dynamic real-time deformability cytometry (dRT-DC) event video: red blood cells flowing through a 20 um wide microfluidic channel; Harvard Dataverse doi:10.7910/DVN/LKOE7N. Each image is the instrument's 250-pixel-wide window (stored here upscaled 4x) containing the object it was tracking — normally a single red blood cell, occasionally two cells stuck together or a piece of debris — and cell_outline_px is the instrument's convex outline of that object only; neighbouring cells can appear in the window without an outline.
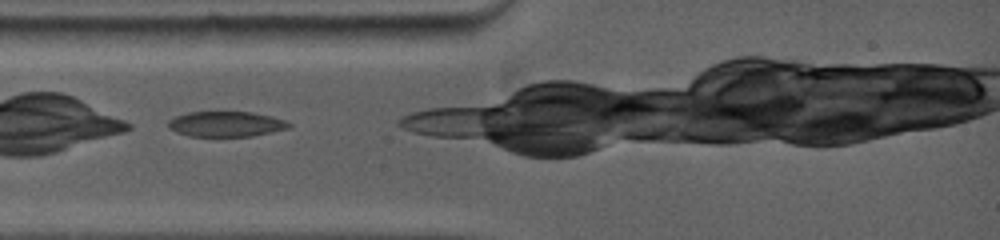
{"species": "common noctule bat (a hibernating species)", "species_latin": "Nyctalus noctula", "temperature_condition": "warm", "stored_images_in_passage": 40, "camera_frame_rate_fps": 5000, "um_per_image_px": 0.085, "animal": {"sex": "female", "body_mass_g": 19.0, "forearm_length_mm": 53.3}, "frame": {"image": 1, "passage_image": 1, "time_ms": 0.0, "image_size_px": [1000, 240], "cell_outline_px": [[292, 124], [288, 128], [272, 132], [252, 136], [188, 136], [176, 132], [168, 128], [168, 120], [176, 116], [188, 112], [252, 112], [272, 116], [284, 120]], "centroid_in_image_um": [19.2, 10.54], "position_along_channel_um": 65.8, "area_um2": 17.8}}
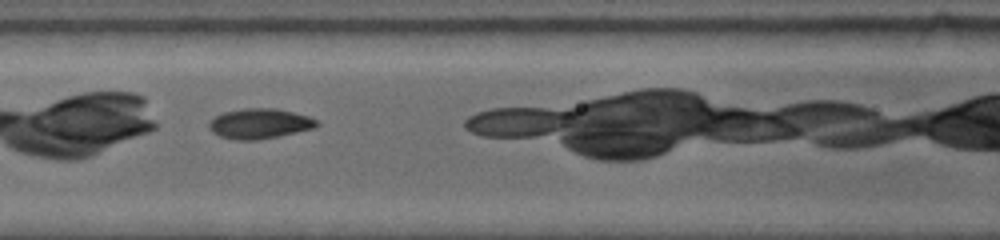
{"frame": {"image": 2, "passage_image": 6, "time_ms": 2.0, "image_size_px": [1000, 240], "cell_outline_px": [[320, 124], [316, 128], [280, 136], [260, 140], [232, 140], [220, 136], [212, 132], [208, 128], [208, 120], [224, 112], [244, 108], [276, 108], [308, 116], [316, 120]], "centroid_in_image_um": [22.05, 10.52], "position_along_channel_um": 144.5, "area_um2": 19.19}}